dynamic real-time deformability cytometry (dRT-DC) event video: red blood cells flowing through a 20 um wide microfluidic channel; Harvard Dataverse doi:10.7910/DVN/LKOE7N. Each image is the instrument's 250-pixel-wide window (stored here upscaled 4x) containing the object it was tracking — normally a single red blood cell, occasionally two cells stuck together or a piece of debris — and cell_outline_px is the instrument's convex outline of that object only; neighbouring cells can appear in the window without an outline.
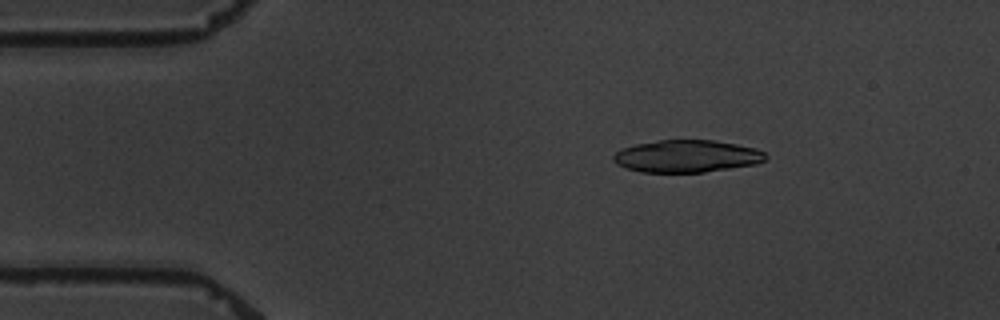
{"species": "common noctule bat (a hibernating species)", "species_latin": "Nyctalus noctula", "temperature_condition": "warm", "stored_images_in_passage": 5, "camera_frame_rate_fps": 3000, "um_per_image_px": 0.085, "animal": {"sex": "male", "body_mass_g": 19.5, "forearm_length_mm": 54.6}, "frame": {"image": 1, "passage_image": 3, "time_ms": 2.333, "image_size_px": [1000, 320], "cell_outline_px": [[768, 156], [764, 160], [756, 164], [704, 172], [640, 172], [616, 164], [612, 160], [612, 156], [620, 148], [636, 144], [660, 140], [712, 140], [736, 144], [756, 148], [764, 152]], "centroid_in_image_um": [58.35, 13.27], "position_along_channel_um": 26.6, "area_um2": 28.67}}